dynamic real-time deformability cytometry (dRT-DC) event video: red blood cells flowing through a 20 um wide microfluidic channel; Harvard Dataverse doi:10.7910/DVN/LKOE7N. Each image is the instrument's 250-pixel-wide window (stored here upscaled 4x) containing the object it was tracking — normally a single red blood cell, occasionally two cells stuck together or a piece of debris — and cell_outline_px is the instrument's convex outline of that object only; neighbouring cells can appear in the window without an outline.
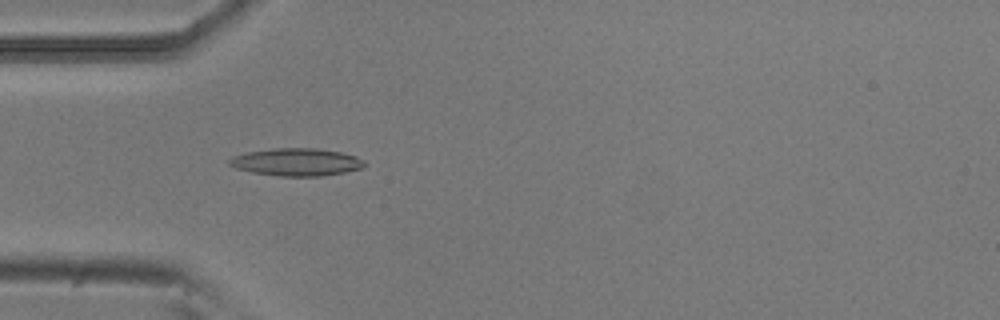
{"species": "common noctule bat (a hibernating species)", "species_latin": "Nyctalus noctula", "temperature_condition": "room temperature", "stored_images_in_passage": 53, "camera_frame_rate_fps": 3000, "um_per_image_px": 0.085, "animal": {"sex": "male", "body_mass_g": 20.5, "forearm_length_mm": 52.5}, "frame": {"image": 1, "passage_image": 16, "time_ms": 5.0, "image_size_px": [1000, 320], "cell_outline_px": [[364, 168], [344, 172], [320, 176], [280, 176], [252, 172], [236, 168], [228, 164], [228, 160], [232, 156], [248, 152], [272, 148], [316, 148], [340, 152], [356, 156], [364, 160]], "centroid_in_image_um": [25.19, 13.77], "position_along_channel_um": 59.8, "area_um2": 21.68}}
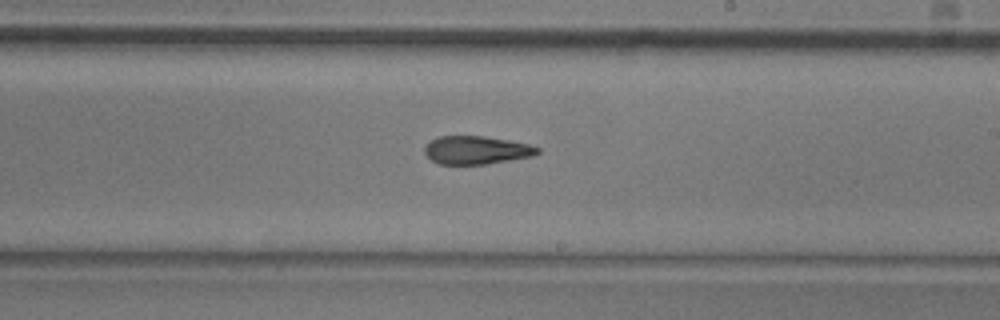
{"frame": {"image": 2, "passage_image": 31, "time_ms": 10.0, "image_size_px": [1000, 320], "cell_outline_px": [[540, 152], [536, 156], [484, 164], [440, 164], [432, 160], [424, 152], [424, 148], [432, 140], [440, 136], [484, 136], [508, 140], [528, 144], [540, 148]], "centroid_in_image_um": [40.54, 12.76], "position_along_channel_um": 248.5, "area_um2": 18.44}}
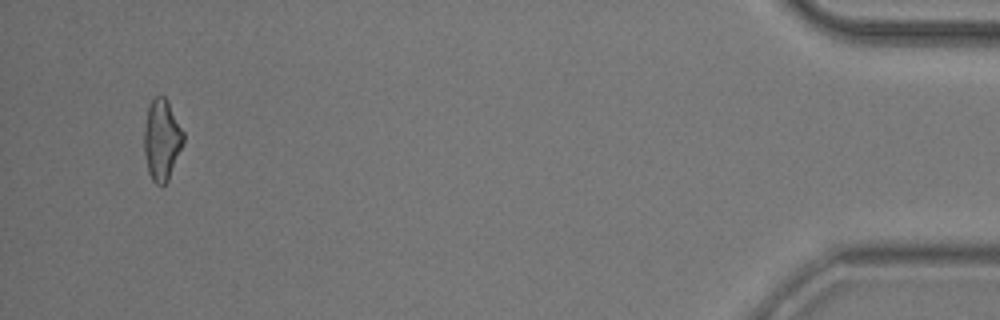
{"frame": {"image": 3, "passage_image": 51, "time_ms": 16.667, "image_size_px": [1000, 320], "cell_outline_px": [[184, 144], [168, 180], [160, 188], [152, 180], [148, 172], [144, 152], [144, 128], [148, 108], [152, 100], [156, 96], [164, 96], [168, 100], [184, 132]], "centroid_in_image_um": [13.77, 11.91], "position_along_channel_um": 421.4, "area_um2": 18.73}, "authors_computed_cell_mechanics": {"area_um2": 19.2474, "velocity_mm_per_s": 3.7952, "shape_relaxation_time_tau1_ms": 5.8984, "shape_relaxation_time_tau2_ms": 4.0155, "deformation_change_tau1": 0.1753, "deformation_change_tau2": 0.1495}}